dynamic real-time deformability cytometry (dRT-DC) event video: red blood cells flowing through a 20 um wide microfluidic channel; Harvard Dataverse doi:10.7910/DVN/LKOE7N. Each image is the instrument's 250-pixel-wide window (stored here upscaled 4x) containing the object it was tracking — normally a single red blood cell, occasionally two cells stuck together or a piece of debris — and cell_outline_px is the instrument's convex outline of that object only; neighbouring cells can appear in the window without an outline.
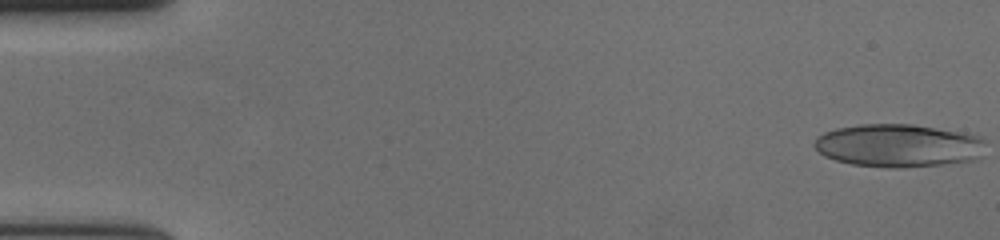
{"species": "human", "species_latin": "Homo sapiens", "temperature_condition": "cold", "stored_images_in_passage": 57, "camera_frame_rate_fps": 3000, "um_per_image_px": 0.085, "donor": {"sex": "female"}, "frame": {"image": 1, "passage_image": 1, "time_ms": 0.0, "image_size_px": [1000, 240], "cell_outline_px": [[980, 156], [972, 160], [940, 164], [904, 168], [892, 168], [852, 164], [836, 160], [824, 156], [812, 144], [824, 132], [836, 128], [864, 124], [912, 124], [956, 132], [976, 136], [980, 140]], "centroid_in_image_um": [76.25, 12.38], "position_along_channel_um": 8.8, "area_um2": 41.96}}
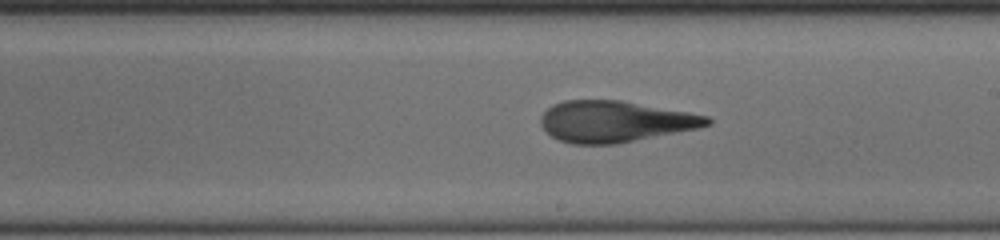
{"frame": {"image": 2, "passage_image": 33, "time_ms": 10.667, "image_size_px": [1000, 240], "cell_outline_px": [[712, 124], [696, 128], [616, 144], [572, 144], [560, 140], [552, 136], [540, 124], [540, 116], [552, 104], [564, 100], [620, 100], [688, 112], [708, 116], [712, 120]], "centroid_in_image_um": [52.24, 10.32], "position_along_channel_um": 236.8, "area_um2": 39.71}}
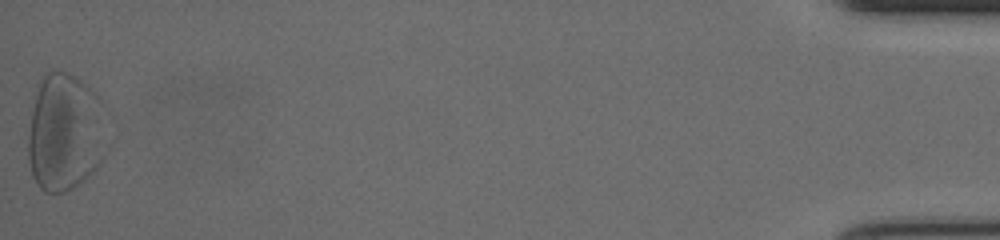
{"frame": {"image": 3, "passage_image": 57, "time_ms": 18.667, "image_size_px": [1000, 240], "cell_outline_px": [[112, 116], [104, 156], [96, 168], [84, 180], [72, 188], [64, 192], [44, 192], [40, 188], [32, 176], [28, 156], [28, 136], [32, 112], [40, 76], [44, 72], [64, 72], [80, 80], [96, 92], [104, 100]], "centroid_in_image_um": [5.63, 11.23], "position_along_channel_um": 429.6, "area_um2": 55.72}, "authors_computed_cell_mechanics": {"area_um2": 39.9976, "velocity_mm_per_s": 3.6503, "shape_relaxation_time_tau1_ms": 6.9372, "shape_relaxation_time_tau2_ms": 2.9855, "deformation_change_tau1": 0.2224, "deformation_change_tau2": 0.136}}